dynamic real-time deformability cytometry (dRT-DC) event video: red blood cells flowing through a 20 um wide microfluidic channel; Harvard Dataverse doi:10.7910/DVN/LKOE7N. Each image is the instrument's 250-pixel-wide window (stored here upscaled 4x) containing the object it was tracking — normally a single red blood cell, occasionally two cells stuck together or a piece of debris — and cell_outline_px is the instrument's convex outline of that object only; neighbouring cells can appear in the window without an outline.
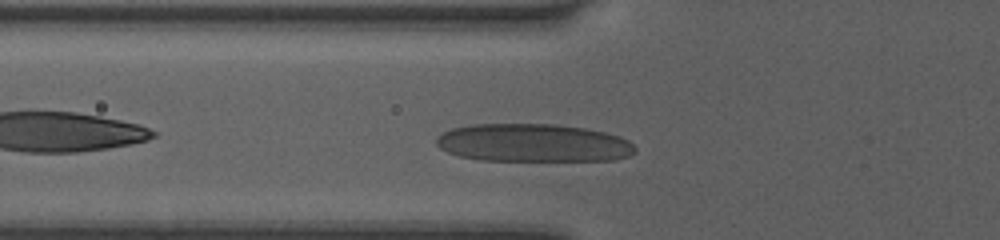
{"species": "human", "species_latin": "Homo sapiens", "temperature_condition": "room temperature", "stored_images_in_passage": 16, "camera_frame_rate_fps": 3000, "um_per_image_px": 0.085, "donor": {"sex": "female"}, "frame": {"image": 1, "passage_image": 2, "time_ms": 0.333, "image_size_px": [1000, 240], "cell_outline_px": [[636, 152], [628, 156], [612, 160], [480, 160], [460, 156], [448, 152], [440, 148], [436, 144], [436, 136], [452, 128], [472, 124], [556, 124], [584, 128], [604, 132], [620, 136], [628, 140], [636, 148]], "centroid_in_image_um": [45.32, 12.14], "position_along_channel_um": 80.5, "area_um2": 44.04}}
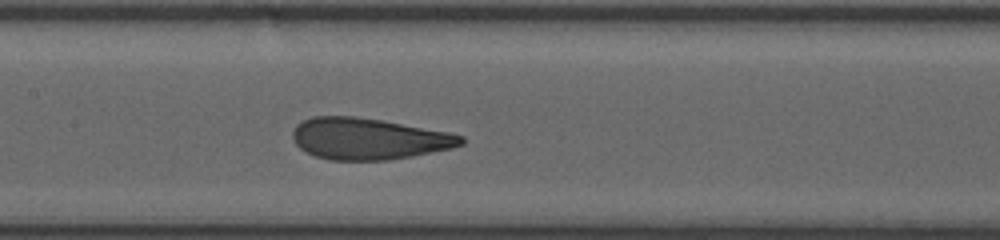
{"frame": {"image": 2, "passage_image": 7, "time_ms": 2.0, "image_size_px": [1000, 240], "cell_outline_px": [[464, 144], [452, 148], [412, 156], [388, 160], [332, 160], [316, 156], [300, 148], [296, 144], [292, 136], [292, 132], [296, 124], [312, 116], [356, 116], [452, 132], [464, 136]], "centroid_in_image_um": [31.35, 11.79], "position_along_channel_um": 176.0, "area_um2": 40.75}}
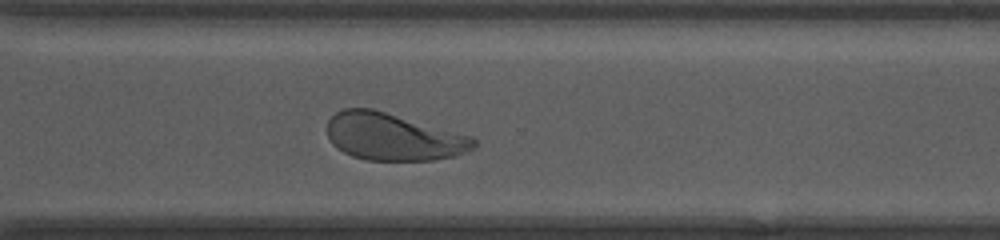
{"frame": {"image": 3, "passage_image": 16, "time_ms": 5.0, "image_size_px": [1000, 240], "cell_outline_px": [[476, 144], [472, 148], [456, 156], [432, 160], [364, 160], [352, 156], [336, 148], [332, 144], [328, 136], [328, 120], [336, 112], [344, 108], [372, 108], [472, 136], [476, 140]], "centroid_in_image_um": [33.4, 11.63], "position_along_channel_um": 337.2, "area_um2": 40.29}}